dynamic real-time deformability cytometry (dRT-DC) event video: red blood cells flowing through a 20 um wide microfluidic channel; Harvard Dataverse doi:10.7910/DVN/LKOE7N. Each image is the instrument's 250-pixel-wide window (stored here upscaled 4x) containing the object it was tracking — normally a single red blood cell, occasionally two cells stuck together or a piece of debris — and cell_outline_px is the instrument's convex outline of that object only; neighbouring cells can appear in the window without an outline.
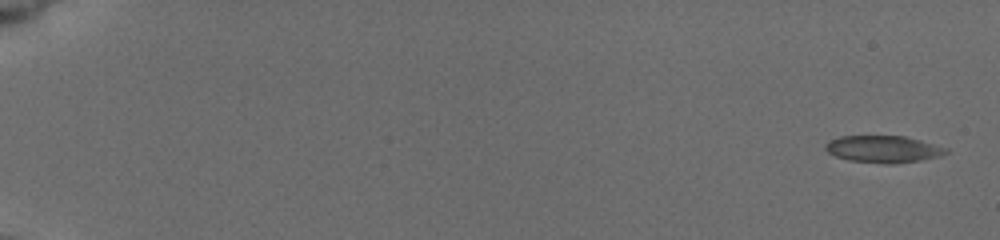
{"species": "common noctule bat (a hibernating species)", "species_latin": "Nyctalus noctula", "temperature_condition": "cold", "stored_images_in_passage": 10, "camera_frame_rate_fps": 3000, "um_per_image_px": 0.085, "animal": {"sex": "female", "body_mass_g": 19.5, "forearm_length_mm": 54.1}, "frame": {"image": 1, "passage_image": 1, "time_ms": 0.0, "image_size_px": [1000, 240], "cell_outline_px": [[948, 152], [940, 156], [920, 160], [892, 164], [884, 164], [848, 160], [836, 156], [828, 152], [824, 148], [824, 144], [828, 140], [840, 136], [904, 136], [920, 140], [948, 148]], "centroid_in_image_um": [75.05, 12.67], "position_along_channel_um": 10.0, "area_um2": 19.02}}
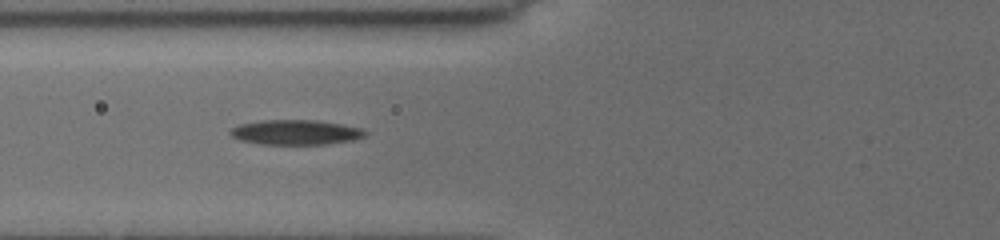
{"frame": {"image": 2, "passage_image": 9, "time_ms": 7.333, "image_size_px": [1000, 240], "cell_outline_px": [[368, 132], [364, 136], [352, 140], [324, 144], [260, 144], [240, 140], [232, 136], [228, 132], [232, 128], [240, 124], [260, 120], [316, 120], [364, 128]], "centroid_in_image_um": [25.13, 11.24], "position_along_channel_um": 100.7, "area_um2": 19.54}}
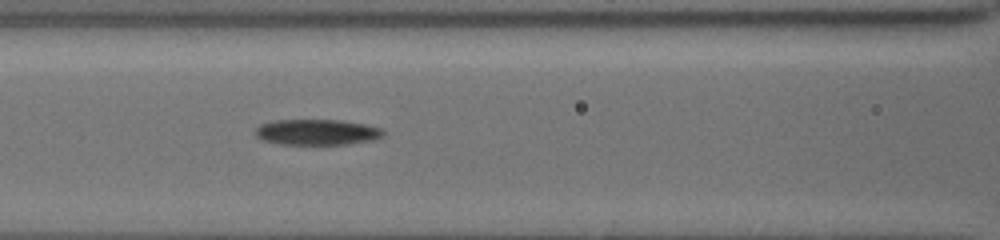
{"frame": {"image": 3, "passage_image": 10, "time_ms": 8.333, "image_size_px": [1000, 240], "cell_outline_px": [[384, 136], [372, 140], [344, 144], [276, 144], [264, 140], [256, 136], [256, 128], [260, 124], [272, 120], [340, 120], [364, 124], [384, 128]], "centroid_in_image_um": [26.94, 11.22], "position_along_channel_um": 139.7, "area_um2": 19.19}}